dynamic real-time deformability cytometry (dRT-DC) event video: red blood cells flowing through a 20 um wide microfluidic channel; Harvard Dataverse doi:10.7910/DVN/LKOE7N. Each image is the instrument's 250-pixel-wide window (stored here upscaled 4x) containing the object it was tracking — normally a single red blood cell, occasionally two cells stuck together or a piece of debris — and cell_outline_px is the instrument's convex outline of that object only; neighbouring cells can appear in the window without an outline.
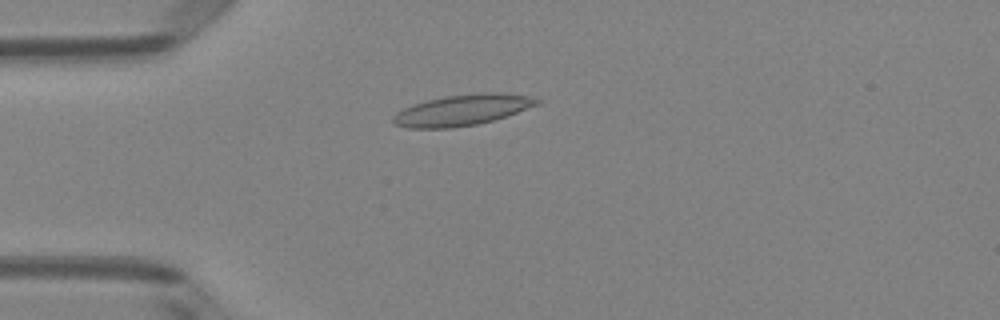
{"species": "Egyptian fruit bat (a non-hibernating species)", "species_latin": "Rousettus aegyptiacus", "temperature_condition": "room temperature", "stored_images_in_passage": 38, "camera_frame_rate_fps": 3000, "um_per_image_px": 0.085, "animal": {"sex": "female"}, "frame": {"image": 1, "passage_image": 1, "time_ms": 0.0, "image_size_px": [1000, 320], "cell_outline_px": [[544, 100], [540, 104], [492, 120], [476, 124], [452, 128], [408, 128], [396, 124], [392, 120], [392, 116], [396, 112], [412, 104], [428, 100], [448, 96], [484, 92], [500, 92], [528, 96]], "centroid_in_image_um": [39.3, 9.35], "position_along_channel_um": 45.7, "area_um2": 25.72}}
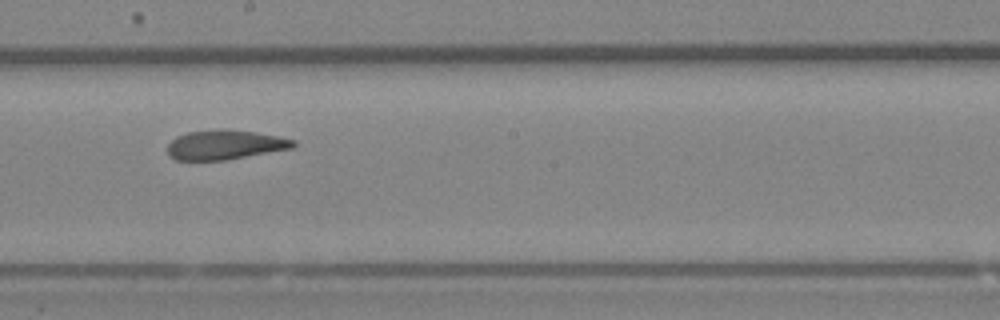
{"frame": {"image": 2, "passage_image": 16, "time_ms": 5.0, "image_size_px": [1000, 320], "cell_outline_px": [[296, 144], [292, 148], [224, 160], [176, 160], [168, 156], [168, 144], [176, 136], [188, 132], [220, 128], [224, 128], [256, 132], [280, 136], [296, 140]], "centroid_in_image_um": [19.12, 12.29], "position_along_channel_um": 229.1, "area_um2": 21.79}}
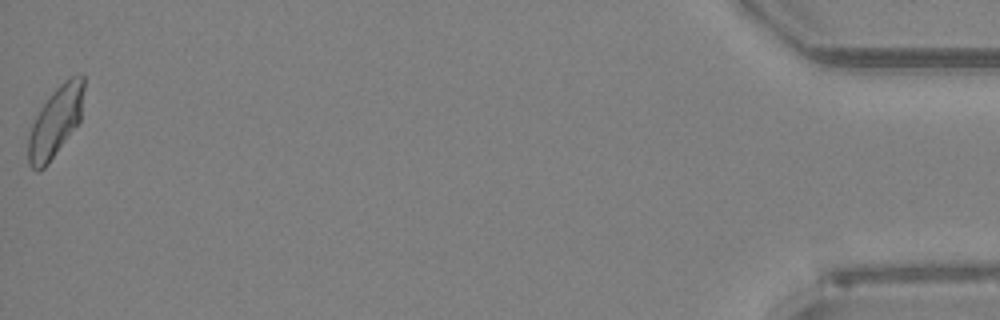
{"frame": {"image": 3, "passage_image": 38, "time_ms": 12.333, "image_size_px": [1000, 320], "cell_outline_px": [[84, 88], [80, 120], [48, 164], [40, 172], [36, 172], [28, 164], [28, 136], [32, 124], [40, 108], [52, 92], [64, 80], [76, 72], [84, 72]], "centroid_in_image_um": [4.72, 10.31], "position_along_channel_um": 430.5, "area_um2": 22.89}, "authors_computed_cell_mechanics": {"area_um2": 22.3686, "velocity_mm_per_s": 4.0451, "shape_relaxation_time_tau1_ms": 6.0931, "shape_relaxation_time_tau2_ms": 1.9816, "deformation_change_tau1": 0.1926, "deformation_change_tau2": 0.1032}}